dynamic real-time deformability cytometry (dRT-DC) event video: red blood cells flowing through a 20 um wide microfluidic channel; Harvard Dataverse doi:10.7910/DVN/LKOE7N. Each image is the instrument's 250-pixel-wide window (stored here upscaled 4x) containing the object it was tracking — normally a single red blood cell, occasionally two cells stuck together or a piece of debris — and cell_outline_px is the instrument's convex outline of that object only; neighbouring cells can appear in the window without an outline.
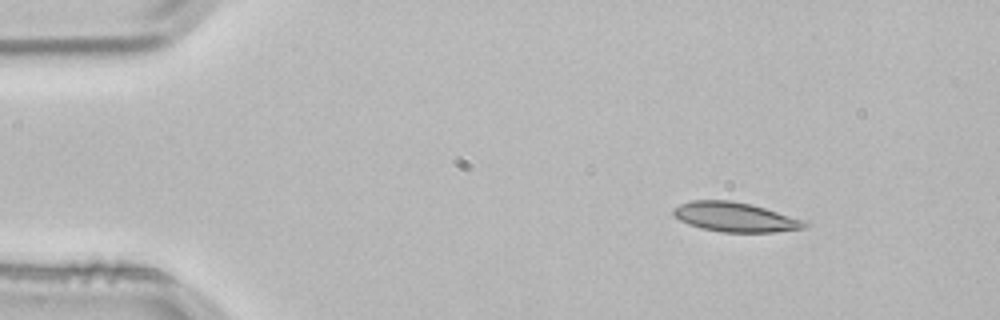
{"species": "common noctule bat (a hibernating species)", "species_latin": "Nyctalus noctula", "temperature_condition": "room temperature", "stored_images_in_passage": 3, "segment_of_instrument_passage": [1, 2], "camera_frame_rate_fps": 3000, "um_per_image_px": 0.085, "animal": {"sex": "male", "body_mass_g": 21.5, "forearm_length_mm": 52.0}, "frame": {"image": 1, "passage_image": 1, "time_ms": 0.0, "image_size_px": [1000, 320], "cell_outline_px": [[808, 224], [804, 228], [776, 232], [724, 232], [700, 228], [688, 224], [680, 220], [672, 212], [672, 208], [680, 204], [692, 200], [732, 200], [752, 204], [808, 220]], "centroid_in_image_um": [62.53, 18.44], "position_along_channel_um": 22.5, "area_um2": 22.83}}
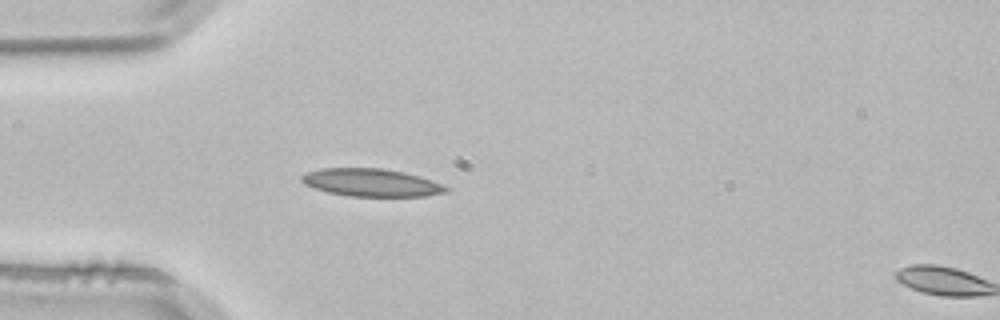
{"frame": {"image": 2, "passage_image": 2, "time_ms": 0.333, "image_size_px": [1000, 320], "cell_outline_px": [[448, 192], [424, 196], [348, 196], [328, 192], [304, 184], [300, 180], [300, 176], [304, 172], [320, 168], [380, 168], [404, 172], [420, 176], [440, 184], [448, 188]], "centroid_in_image_um": [31.5, 15.51], "position_along_channel_um": 53.5, "area_um2": 23.29}}